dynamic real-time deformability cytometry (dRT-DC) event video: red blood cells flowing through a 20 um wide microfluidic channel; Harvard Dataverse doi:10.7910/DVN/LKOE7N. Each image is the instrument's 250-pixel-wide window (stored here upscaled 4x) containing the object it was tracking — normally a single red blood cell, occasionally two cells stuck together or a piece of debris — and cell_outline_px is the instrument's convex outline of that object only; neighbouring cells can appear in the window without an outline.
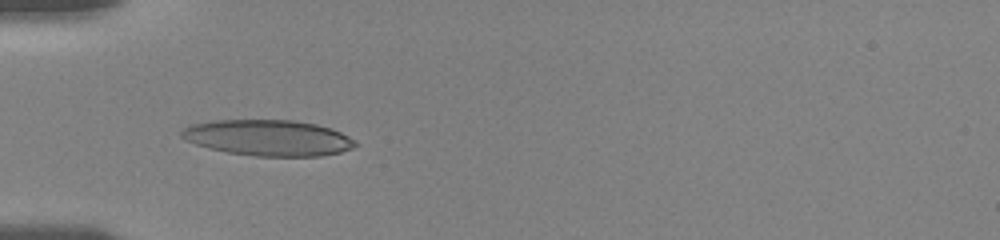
{"species": "human", "species_latin": "Homo sapiens", "temperature_condition": "room temperature", "stored_images_in_passage": 7, "camera_frame_rate_fps": 3000, "um_per_image_px": 0.085, "donor": {"sex": "female"}, "frame": {"image": 1, "passage_image": 6, "time_ms": 3.0, "image_size_px": [1000, 240], "cell_outline_px": [[360, 144], [352, 148], [340, 152], [320, 156], [256, 156], [228, 152], [208, 148], [184, 140], [180, 136], [180, 132], [188, 124], [212, 120], [292, 120], [316, 124], [332, 128], [356, 140]], "centroid_in_image_um": [22.78, 11.71], "position_along_channel_um": 62.2, "area_um2": 36.65}}
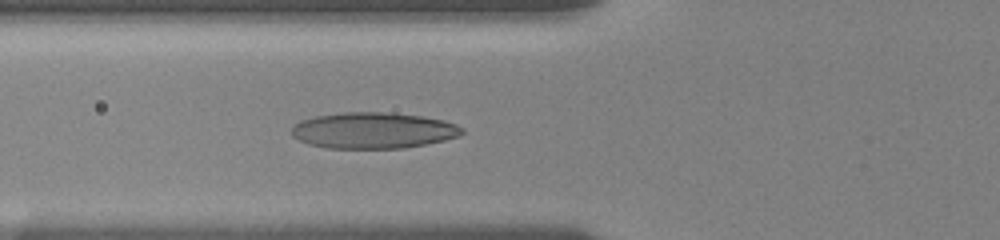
{"frame": {"image": 2, "passage_image": 7, "time_ms": 4.0, "image_size_px": [1000, 240], "cell_outline_px": [[464, 132], [460, 136], [444, 140], [404, 148], [328, 148], [308, 144], [292, 136], [292, 124], [300, 120], [316, 116], [344, 112], [388, 112], [420, 116], [444, 120], [456, 124], [464, 128]], "centroid_in_image_um": [31.72, 11.08], "position_along_channel_um": 94.1, "area_um2": 35.95}}